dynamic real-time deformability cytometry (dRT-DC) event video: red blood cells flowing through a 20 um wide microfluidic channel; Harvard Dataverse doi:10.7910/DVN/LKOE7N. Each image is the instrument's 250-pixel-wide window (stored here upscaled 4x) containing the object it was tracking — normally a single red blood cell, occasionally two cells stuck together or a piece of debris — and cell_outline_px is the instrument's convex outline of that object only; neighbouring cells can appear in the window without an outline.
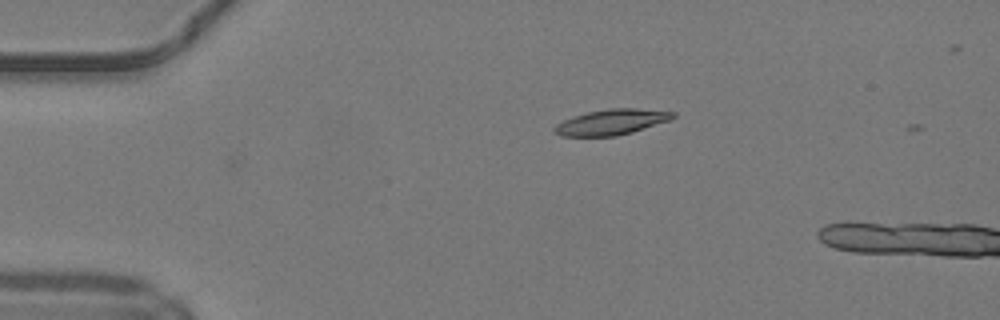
{"species": "common noctule bat (a hibernating species)", "species_latin": "Nyctalus noctula", "temperature_condition": "warm", "stored_images_in_passage": 5, "camera_frame_rate_fps": 3000, "um_per_image_px": 0.085, "animal": {"sex": "male", "body_mass_g": 19.2, "forearm_length_mm": 51.8}, "frame": {"image": 1, "passage_image": 5, "time_ms": 1.333, "image_size_px": [1000, 320], "cell_outline_px": [[676, 116], [672, 120], [632, 132], [616, 136], [560, 136], [552, 132], [552, 128], [556, 124], [572, 116], [588, 112], [608, 108], [636, 108], [676, 112]], "centroid_in_image_um": [51.97, 10.37], "position_along_channel_um": 33.0, "area_um2": 17.86}}